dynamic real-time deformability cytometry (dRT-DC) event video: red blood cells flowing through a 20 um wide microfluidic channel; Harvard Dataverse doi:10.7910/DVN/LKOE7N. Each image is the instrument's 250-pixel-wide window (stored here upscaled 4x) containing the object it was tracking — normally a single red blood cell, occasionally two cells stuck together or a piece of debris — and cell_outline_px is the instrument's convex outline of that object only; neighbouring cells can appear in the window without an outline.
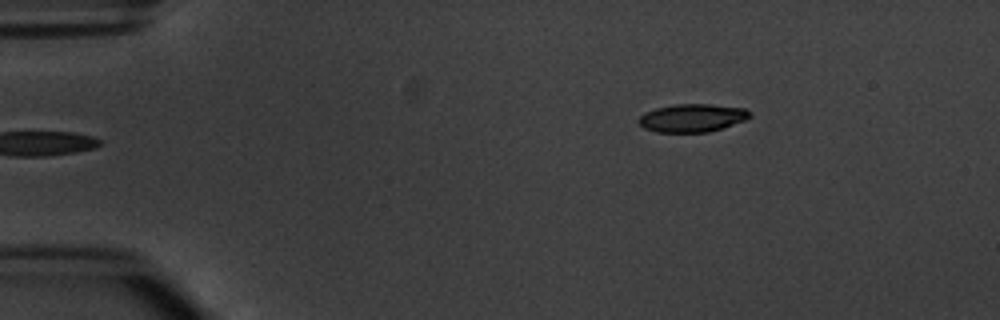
{"species": "common noctule bat (a hibernating species)", "species_latin": "Nyctalus noctula", "temperature_condition": "warm", "stored_images_in_passage": 5, "camera_frame_rate_fps": 3000, "um_per_image_px": 0.085, "animal": {"sex": "male", "body_mass_g": 20.1, "forearm_length_mm": 53.5}, "frame": {"image": 1, "passage_image": 5, "time_ms": 5.333, "image_size_px": [1000, 320], "cell_outline_px": [[752, 116], [744, 120], [708, 132], [656, 132], [644, 128], [636, 120], [644, 112], [656, 108], [672, 104], [712, 104], [744, 108], [752, 112]], "centroid_in_image_um": [58.81, 10.01], "position_along_channel_um": 26.2, "area_um2": 18.21}}